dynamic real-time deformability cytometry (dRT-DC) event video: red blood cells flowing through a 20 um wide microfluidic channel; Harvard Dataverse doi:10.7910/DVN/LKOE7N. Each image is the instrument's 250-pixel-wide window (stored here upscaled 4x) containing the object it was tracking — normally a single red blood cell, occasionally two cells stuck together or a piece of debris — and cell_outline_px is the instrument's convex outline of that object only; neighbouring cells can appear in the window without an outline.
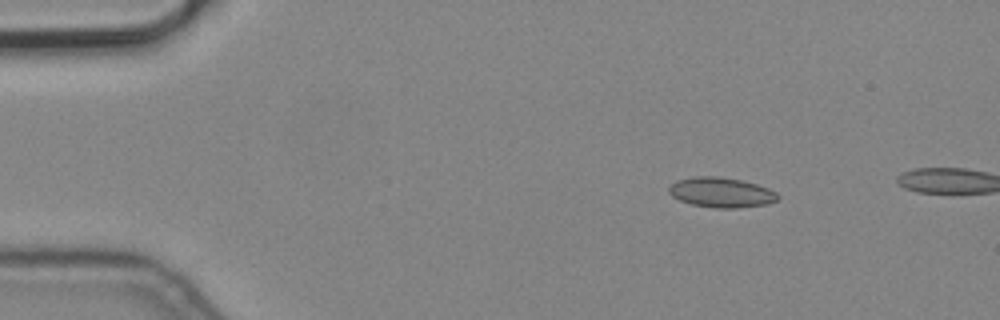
{"species": "common noctule bat (a hibernating species)", "species_latin": "Nyctalus noctula", "temperature_condition": "cold", "stored_images_in_passage": 5, "camera_frame_rate_fps": 3000, "um_per_image_px": 0.085, "animal": {"sex": "male", "body_mass_g": 19.2, "forearm_length_mm": 51.8}, "frame": {"image": 1, "passage_image": 3, "time_ms": 0.667, "image_size_px": [1000, 320], "cell_outline_px": [[780, 196], [776, 200], [764, 204], [736, 208], [716, 208], [692, 204], [680, 200], [672, 196], [668, 192], [668, 188], [676, 180], [696, 176], [716, 176], [740, 180], [756, 184], [768, 188], [776, 192]], "centroid_in_image_um": [61.28, 16.35], "position_along_channel_um": 23.7, "area_um2": 18.84}}